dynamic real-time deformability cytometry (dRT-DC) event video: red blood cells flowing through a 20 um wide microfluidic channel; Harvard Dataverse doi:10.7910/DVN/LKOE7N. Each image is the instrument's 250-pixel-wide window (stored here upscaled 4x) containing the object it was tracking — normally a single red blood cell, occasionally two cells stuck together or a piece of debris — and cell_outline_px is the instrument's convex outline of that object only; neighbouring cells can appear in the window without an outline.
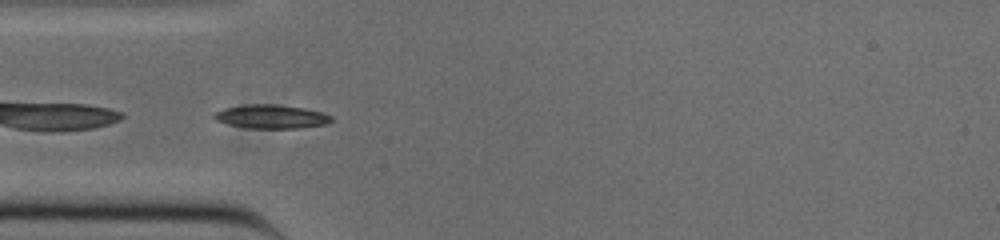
{"species": "common noctule bat (a hibernating species)", "species_latin": "Nyctalus noctula", "temperature_condition": "cold", "stored_images_in_passage": 36, "camera_frame_rate_fps": 3000, "um_per_image_px": 0.085, "animal": {"sex": "male", "body_mass_g": 20.0, "forearm_length_mm": 53.3}, "frame": {"image": 1, "passage_image": 1, "time_ms": 0.0, "image_size_px": [1000, 240], "cell_outline_px": [[336, 120], [328, 124], [296, 128], [248, 128], [228, 124], [216, 120], [212, 116], [212, 112], [224, 108], [244, 104], [276, 104], [304, 108], [320, 112], [332, 116]], "centroid_in_image_um": [23.05, 9.9], "position_along_channel_um": 62.0, "area_um2": 16.42}}
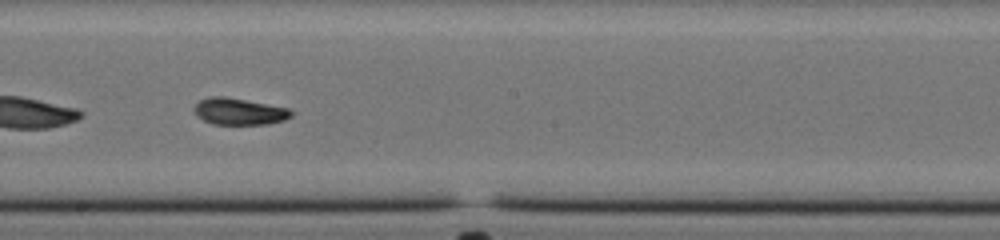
{"frame": {"image": 2, "passage_image": 14, "time_ms": 4.333, "image_size_px": [1000, 240], "cell_outline_px": [[292, 116], [284, 120], [268, 124], [212, 124], [196, 116], [192, 108], [200, 100], [212, 96], [224, 96], [288, 108], [292, 112]], "centroid_in_image_um": [20.29, 9.48], "position_along_channel_um": 227.9, "area_um2": 15.03}}
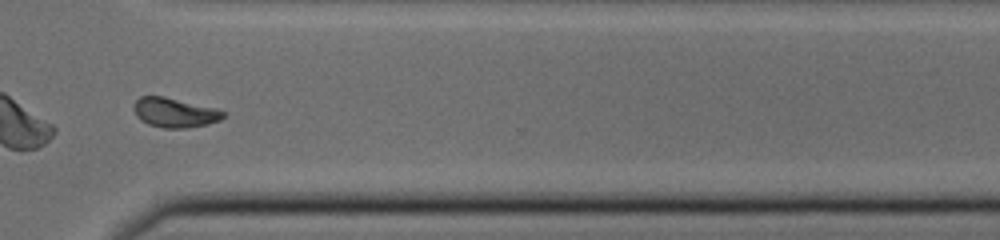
{"frame": {"image": 3, "passage_image": 24, "time_ms": 7.667, "image_size_px": [1000, 240], "cell_outline_px": [[224, 116], [220, 120], [208, 124], [188, 128], [164, 128], [148, 124], [140, 120], [136, 116], [132, 108], [136, 100], [140, 96], [164, 96], [216, 108], [224, 112]], "centroid_in_image_um": [14.82, 9.57], "position_along_channel_um": 355.8, "area_um2": 15.49}, "authors_computed_cell_mechanics": {"area_um2": 14.739, "velocity_mm_per_s": 3.8293, "shape_relaxation_time_tau1_ms": 4.2818, "shape_relaxation_time_tau2_ms": 1.7918, "deformation_change_tau1": 0.1666, "deformation_change_tau2": 0.0583}}